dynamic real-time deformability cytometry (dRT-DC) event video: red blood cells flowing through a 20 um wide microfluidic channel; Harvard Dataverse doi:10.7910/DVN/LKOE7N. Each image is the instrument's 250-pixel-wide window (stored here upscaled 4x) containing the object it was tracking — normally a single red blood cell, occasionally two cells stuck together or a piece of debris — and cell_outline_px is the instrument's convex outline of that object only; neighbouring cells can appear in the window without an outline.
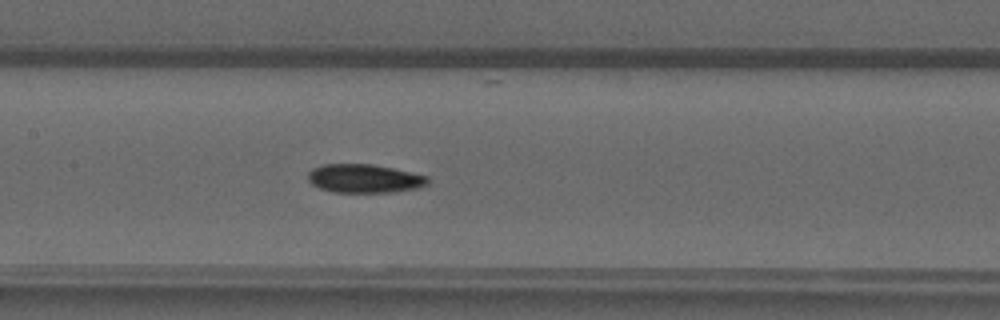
{"species": "common noctule bat (a hibernating species)", "species_latin": "Nyctalus noctula", "temperature_condition": "warm", "stored_images_in_passage": 49, "camera_frame_rate_fps": 3000, "um_per_image_px": 0.085, "animal": {"sex": "male", "forearm_length_mm": 52.5}, "frame": {"image": 1, "passage_image": 23, "time_ms": 7.333, "image_size_px": [1000, 320], "cell_outline_px": [[428, 184], [420, 188], [396, 192], [332, 192], [320, 188], [312, 184], [308, 180], [308, 172], [312, 168], [324, 164], [372, 164], [392, 168], [428, 176]], "centroid_in_image_um": [30.98, 15.18], "position_along_channel_um": 176.4, "area_um2": 20.06}}
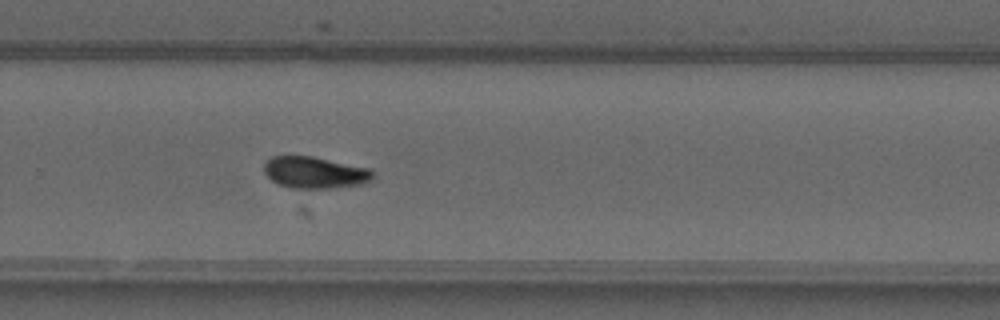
{"frame": {"image": 2, "passage_image": 32, "time_ms": 10.333, "image_size_px": [1000, 320], "cell_outline_px": [[372, 180], [364, 184], [332, 188], [292, 188], [280, 184], [272, 180], [264, 172], [264, 160], [272, 156], [312, 156], [372, 168]], "centroid_in_image_um": [26.77, 14.65], "position_along_channel_um": 303.0, "area_um2": 20.23}}
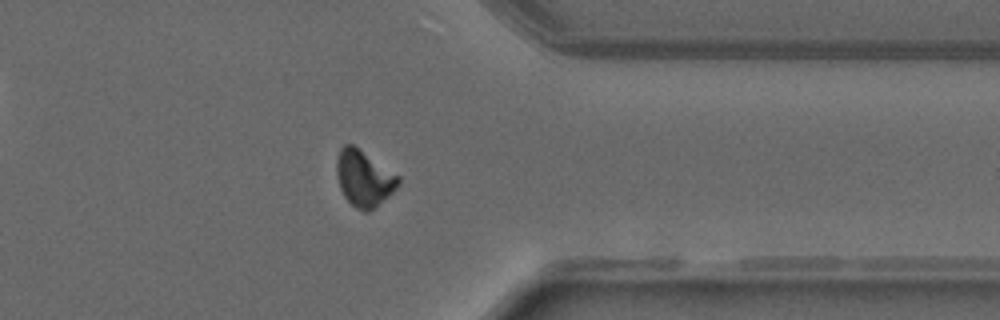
{"frame": {"image": 3, "passage_image": 38, "time_ms": 12.333, "image_size_px": [1000, 320], "cell_outline_px": [[400, 184], [388, 196], [368, 212], [364, 212], [356, 208], [344, 196], [340, 188], [336, 172], [336, 160], [340, 148], [344, 144], [352, 144], [400, 176]], "centroid_in_image_um": [30.92, 15.15], "position_along_channel_um": 380.5, "area_um2": 20.0}}